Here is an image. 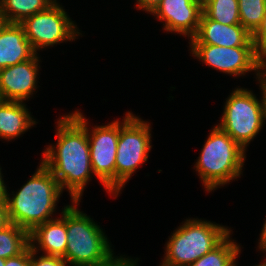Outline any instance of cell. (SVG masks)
Returning a JSON list of instances; mask_svg holds the SVG:
<instances>
[{"mask_svg": "<svg viewBox=\"0 0 266 266\" xmlns=\"http://www.w3.org/2000/svg\"><path fill=\"white\" fill-rule=\"evenodd\" d=\"M190 45L195 57L216 70L235 76L254 70L259 76V51L256 46Z\"/></svg>", "mask_w": 266, "mask_h": 266, "instance_id": "cell-10", "label": "cell"}, {"mask_svg": "<svg viewBox=\"0 0 266 266\" xmlns=\"http://www.w3.org/2000/svg\"><path fill=\"white\" fill-rule=\"evenodd\" d=\"M257 266H266L264 263H261V264H259V265H257Z\"/></svg>", "mask_w": 266, "mask_h": 266, "instance_id": "cell-34", "label": "cell"}, {"mask_svg": "<svg viewBox=\"0 0 266 266\" xmlns=\"http://www.w3.org/2000/svg\"><path fill=\"white\" fill-rule=\"evenodd\" d=\"M149 13L165 21L164 30L192 39L199 28L202 0H158Z\"/></svg>", "mask_w": 266, "mask_h": 266, "instance_id": "cell-11", "label": "cell"}, {"mask_svg": "<svg viewBox=\"0 0 266 266\" xmlns=\"http://www.w3.org/2000/svg\"><path fill=\"white\" fill-rule=\"evenodd\" d=\"M213 128L195 165L207 191L240 176L246 151L217 125Z\"/></svg>", "mask_w": 266, "mask_h": 266, "instance_id": "cell-3", "label": "cell"}, {"mask_svg": "<svg viewBox=\"0 0 266 266\" xmlns=\"http://www.w3.org/2000/svg\"><path fill=\"white\" fill-rule=\"evenodd\" d=\"M57 124L56 149L55 146L46 148L42 163L54 175L61 189H68L72 202H79L93 174L87 120L82 113L75 111L60 118Z\"/></svg>", "mask_w": 266, "mask_h": 266, "instance_id": "cell-1", "label": "cell"}, {"mask_svg": "<svg viewBox=\"0 0 266 266\" xmlns=\"http://www.w3.org/2000/svg\"><path fill=\"white\" fill-rule=\"evenodd\" d=\"M115 164V196L140 164L148 159L151 147L150 124L128 112L120 124Z\"/></svg>", "mask_w": 266, "mask_h": 266, "instance_id": "cell-7", "label": "cell"}, {"mask_svg": "<svg viewBox=\"0 0 266 266\" xmlns=\"http://www.w3.org/2000/svg\"><path fill=\"white\" fill-rule=\"evenodd\" d=\"M63 190L51 171L41 162L37 171L22 188L6 197L10 223L31 233L38 225L52 220L56 202Z\"/></svg>", "mask_w": 266, "mask_h": 266, "instance_id": "cell-2", "label": "cell"}, {"mask_svg": "<svg viewBox=\"0 0 266 266\" xmlns=\"http://www.w3.org/2000/svg\"><path fill=\"white\" fill-rule=\"evenodd\" d=\"M0 266H5V259L0 258Z\"/></svg>", "mask_w": 266, "mask_h": 266, "instance_id": "cell-32", "label": "cell"}, {"mask_svg": "<svg viewBox=\"0 0 266 266\" xmlns=\"http://www.w3.org/2000/svg\"><path fill=\"white\" fill-rule=\"evenodd\" d=\"M35 52L19 23H5L0 29V69L31 59Z\"/></svg>", "mask_w": 266, "mask_h": 266, "instance_id": "cell-14", "label": "cell"}, {"mask_svg": "<svg viewBox=\"0 0 266 266\" xmlns=\"http://www.w3.org/2000/svg\"><path fill=\"white\" fill-rule=\"evenodd\" d=\"M62 218L47 221L38 225L30 233V243H37L45 255L63 257L67 248L66 207L62 210Z\"/></svg>", "mask_w": 266, "mask_h": 266, "instance_id": "cell-15", "label": "cell"}, {"mask_svg": "<svg viewBox=\"0 0 266 266\" xmlns=\"http://www.w3.org/2000/svg\"><path fill=\"white\" fill-rule=\"evenodd\" d=\"M229 238L230 234L212 251L187 266H237L235 260L240 248Z\"/></svg>", "mask_w": 266, "mask_h": 266, "instance_id": "cell-19", "label": "cell"}, {"mask_svg": "<svg viewBox=\"0 0 266 266\" xmlns=\"http://www.w3.org/2000/svg\"><path fill=\"white\" fill-rule=\"evenodd\" d=\"M202 12L222 24H240L238 0H202Z\"/></svg>", "mask_w": 266, "mask_h": 266, "instance_id": "cell-20", "label": "cell"}, {"mask_svg": "<svg viewBox=\"0 0 266 266\" xmlns=\"http://www.w3.org/2000/svg\"><path fill=\"white\" fill-rule=\"evenodd\" d=\"M260 87L263 91L260 102L247 89L234 90L226 100L221 123L217 125L245 150L266 119L265 86L260 84Z\"/></svg>", "mask_w": 266, "mask_h": 266, "instance_id": "cell-6", "label": "cell"}, {"mask_svg": "<svg viewBox=\"0 0 266 266\" xmlns=\"http://www.w3.org/2000/svg\"><path fill=\"white\" fill-rule=\"evenodd\" d=\"M264 72H261L262 70ZM265 69V70H264ZM261 72V73H260ZM260 84L266 87V47L259 51V77Z\"/></svg>", "mask_w": 266, "mask_h": 266, "instance_id": "cell-26", "label": "cell"}, {"mask_svg": "<svg viewBox=\"0 0 266 266\" xmlns=\"http://www.w3.org/2000/svg\"><path fill=\"white\" fill-rule=\"evenodd\" d=\"M10 224L7 204L6 202H0V231Z\"/></svg>", "mask_w": 266, "mask_h": 266, "instance_id": "cell-27", "label": "cell"}, {"mask_svg": "<svg viewBox=\"0 0 266 266\" xmlns=\"http://www.w3.org/2000/svg\"><path fill=\"white\" fill-rule=\"evenodd\" d=\"M19 24L35 52L62 41L74 40L80 34L56 0L45 10L25 18Z\"/></svg>", "mask_w": 266, "mask_h": 266, "instance_id": "cell-8", "label": "cell"}, {"mask_svg": "<svg viewBox=\"0 0 266 266\" xmlns=\"http://www.w3.org/2000/svg\"><path fill=\"white\" fill-rule=\"evenodd\" d=\"M137 260H130L128 258L117 257L115 258L113 254H111L104 261L95 263V264H87V265H79V266H136Z\"/></svg>", "mask_w": 266, "mask_h": 266, "instance_id": "cell-24", "label": "cell"}, {"mask_svg": "<svg viewBox=\"0 0 266 266\" xmlns=\"http://www.w3.org/2000/svg\"><path fill=\"white\" fill-rule=\"evenodd\" d=\"M90 161L93 174L107 191L115 195V164L119 139V121L96 126L92 133L87 128Z\"/></svg>", "mask_w": 266, "mask_h": 266, "instance_id": "cell-9", "label": "cell"}, {"mask_svg": "<svg viewBox=\"0 0 266 266\" xmlns=\"http://www.w3.org/2000/svg\"><path fill=\"white\" fill-rule=\"evenodd\" d=\"M5 266H31V245L20 255L5 259Z\"/></svg>", "mask_w": 266, "mask_h": 266, "instance_id": "cell-25", "label": "cell"}, {"mask_svg": "<svg viewBox=\"0 0 266 266\" xmlns=\"http://www.w3.org/2000/svg\"><path fill=\"white\" fill-rule=\"evenodd\" d=\"M30 246V233L10 223L0 231V258L8 259L23 253Z\"/></svg>", "mask_w": 266, "mask_h": 266, "instance_id": "cell-18", "label": "cell"}, {"mask_svg": "<svg viewBox=\"0 0 266 266\" xmlns=\"http://www.w3.org/2000/svg\"><path fill=\"white\" fill-rule=\"evenodd\" d=\"M240 24L252 34L260 25L265 12L264 0H238Z\"/></svg>", "mask_w": 266, "mask_h": 266, "instance_id": "cell-21", "label": "cell"}, {"mask_svg": "<svg viewBox=\"0 0 266 266\" xmlns=\"http://www.w3.org/2000/svg\"><path fill=\"white\" fill-rule=\"evenodd\" d=\"M190 41V44L222 47L255 46L251 34L241 24H222L209 19L203 12L198 31Z\"/></svg>", "mask_w": 266, "mask_h": 266, "instance_id": "cell-13", "label": "cell"}, {"mask_svg": "<svg viewBox=\"0 0 266 266\" xmlns=\"http://www.w3.org/2000/svg\"><path fill=\"white\" fill-rule=\"evenodd\" d=\"M74 205L66 206L67 248L62 257L73 266L95 264L104 261L113 254L107 237L100 226L76 209Z\"/></svg>", "mask_w": 266, "mask_h": 266, "instance_id": "cell-5", "label": "cell"}, {"mask_svg": "<svg viewBox=\"0 0 266 266\" xmlns=\"http://www.w3.org/2000/svg\"><path fill=\"white\" fill-rule=\"evenodd\" d=\"M36 122L25 104L20 101H3L0 104V137L14 139L28 130Z\"/></svg>", "mask_w": 266, "mask_h": 266, "instance_id": "cell-16", "label": "cell"}, {"mask_svg": "<svg viewBox=\"0 0 266 266\" xmlns=\"http://www.w3.org/2000/svg\"><path fill=\"white\" fill-rule=\"evenodd\" d=\"M230 232L210 221L186 219L169 238L161 266L190 265L217 247Z\"/></svg>", "mask_w": 266, "mask_h": 266, "instance_id": "cell-4", "label": "cell"}, {"mask_svg": "<svg viewBox=\"0 0 266 266\" xmlns=\"http://www.w3.org/2000/svg\"><path fill=\"white\" fill-rule=\"evenodd\" d=\"M55 0H0L6 23H21L25 18L45 10Z\"/></svg>", "mask_w": 266, "mask_h": 266, "instance_id": "cell-17", "label": "cell"}, {"mask_svg": "<svg viewBox=\"0 0 266 266\" xmlns=\"http://www.w3.org/2000/svg\"><path fill=\"white\" fill-rule=\"evenodd\" d=\"M4 101L2 95H1V92H0V104Z\"/></svg>", "mask_w": 266, "mask_h": 266, "instance_id": "cell-33", "label": "cell"}, {"mask_svg": "<svg viewBox=\"0 0 266 266\" xmlns=\"http://www.w3.org/2000/svg\"><path fill=\"white\" fill-rule=\"evenodd\" d=\"M39 57L0 69V92L4 101L26 100L36 89Z\"/></svg>", "mask_w": 266, "mask_h": 266, "instance_id": "cell-12", "label": "cell"}, {"mask_svg": "<svg viewBox=\"0 0 266 266\" xmlns=\"http://www.w3.org/2000/svg\"><path fill=\"white\" fill-rule=\"evenodd\" d=\"M31 245V266H66V261L60 256L43 255L36 259V252L38 247L34 243Z\"/></svg>", "mask_w": 266, "mask_h": 266, "instance_id": "cell-22", "label": "cell"}, {"mask_svg": "<svg viewBox=\"0 0 266 266\" xmlns=\"http://www.w3.org/2000/svg\"><path fill=\"white\" fill-rule=\"evenodd\" d=\"M138 9L145 10L146 12H149L154 5L158 2V0H137Z\"/></svg>", "mask_w": 266, "mask_h": 266, "instance_id": "cell-28", "label": "cell"}, {"mask_svg": "<svg viewBox=\"0 0 266 266\" xmlns=\"http://www.w3.org/2000/svg\"><path fill=\"white\" fill-rule=\"evenodd\" d=\"M259 248H261L262 251L264 250L266 252V220L260 236Z\"/></svg>", "mask_w": 266, "mask_h": 266, "instance_id": "cell-30", "label": "cell"}, {"mask_svg": "<svg viewBox=\"0 0 266 266\" xmlns=\"http://www.w3.org/2000/svg\"><path fill=\"white\" fill-rule=\"evenodd\" d=\"M6 23L5 19L3 18V15L0 11V29L3 27V25Z\"/></svg>", "mask_w": 266, "mask_h": 266, "instance_id": "cell-31", "label": "cell"}, {"mask_svg": "<svg viewBox=\"0 0 266 266\" xmlns=\"http://www.w3.org/2000/svg\"><path fill=\"white\" fill-rule=\"evenodd\" d=\"M2 179L3 178L1 175V168H0V202H6L7 189Z\"/></svg>", "mask_w": 266, "mask_h": 266, "instance_id": "cell-29", "label": "cell"}, {"mask_svg": "<svg viewBox=\"0 0 266 266\" xmlns=\"http://www.w3.org/2000/svg\"><path fill=\"white\" fill-rule=\"evenodd\" d=\"M251 39L258 51L266 47V12L260 25L251 34Z\"/></svg>", "mask_w": 266, "mask_h": 266, "instance_id": "cell-23", "label": "cell"}]
</instances>
